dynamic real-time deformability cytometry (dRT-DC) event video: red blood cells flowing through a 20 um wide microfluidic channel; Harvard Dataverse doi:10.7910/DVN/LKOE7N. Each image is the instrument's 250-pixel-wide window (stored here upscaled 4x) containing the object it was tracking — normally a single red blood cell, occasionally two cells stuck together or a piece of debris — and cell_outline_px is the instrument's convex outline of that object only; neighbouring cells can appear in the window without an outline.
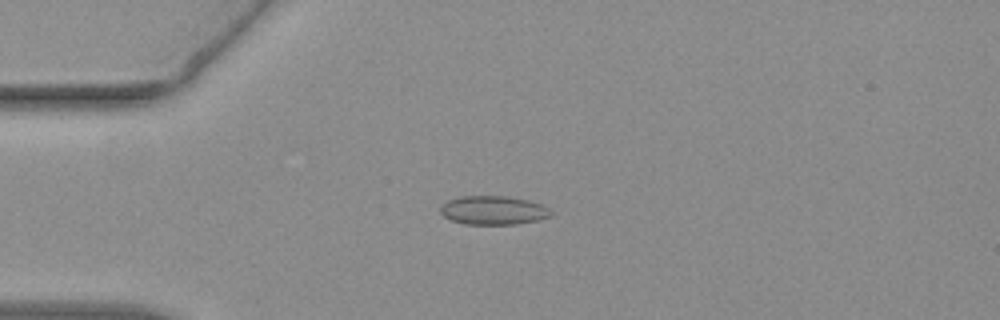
{"species": "common noctule bat (a hibernating species)", "species_latin": "Nyctalus noctula", "temperature_condition": "warm", "stored_images_in_passage": 54, "camera_frame_rate_fps": 3000, "um_per_image_px": 0.085, "animal": {"sex": "female", "body_mass_g": 19.3, "forearm_length_mm": 54.1}, "frame": {"image": 1, "passage_image": 14, "time_ms": 4.333, "image_size_px": [1000, 320], "cell_outline_px": [[552, 216], [536, 220], [516, 224], [464, 224], [452, 220], [444, 216], [440, 212], [440, 208], [448, 200], [460, 196], [508, 196], [528, 200], [540, 204], [548, 208], [552, 212]], "centroid_in_image_um": [41.93, 17.87], "position_along_channel_um": 43.1, "area_um2": 18.44}}
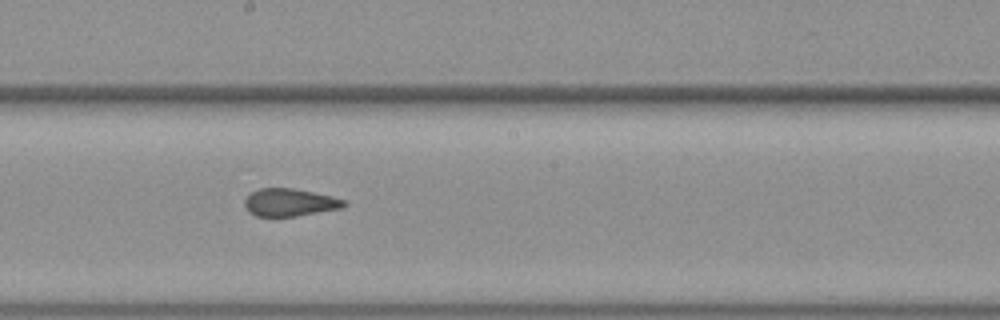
{"frame": {"image": 2, "passage_image": 30, "time_ms": 9.667, "image_size_px": [1000, 320], "cell_outline_px": [[348, 204], [344, 208], [296, 216], [256, 216], [248, 212], [244, 204], [244, 200], [252, 192], [260, 188], [292, 188], [332, 196], [344, 200]], "centroid_in_image_um": [24.64, 17.21], "position_along_channel_um": 223.6, "area_um2": 16.01}}
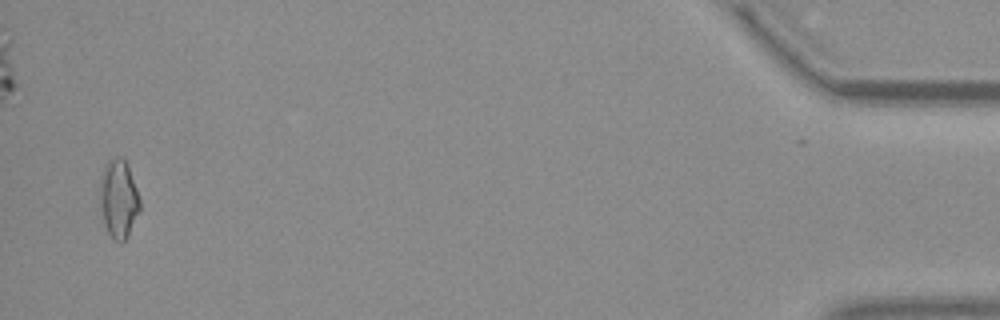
{"frame": {"image": 3, "passage_image": 53, "time_ms": 17.333, "image_size_px": [1000, 320], "cell_outline_px": [[140, 212], [128, 236], [120, 244], [108, 232], [104, 224], [100, 204], [100, 176], [104, 164], [116, 156], [124, 156], [128, 164], [140, 200]], "centroid_in_image_um": [10.09, 16.87], "position_along_channel_um": 425.1, "area_um2": 18.5}, "authors_computed_cell_mechanics": {"area_um2": 16.9643, "velocity_mm_per_s": 3.8059, "shape_relaxation_time_tau1_ms": null, "shape_relaxation_time_tau2_ms": 0.8487, "deformation_change_tau1": null, "deformation_change_tau2": 0.0619}}